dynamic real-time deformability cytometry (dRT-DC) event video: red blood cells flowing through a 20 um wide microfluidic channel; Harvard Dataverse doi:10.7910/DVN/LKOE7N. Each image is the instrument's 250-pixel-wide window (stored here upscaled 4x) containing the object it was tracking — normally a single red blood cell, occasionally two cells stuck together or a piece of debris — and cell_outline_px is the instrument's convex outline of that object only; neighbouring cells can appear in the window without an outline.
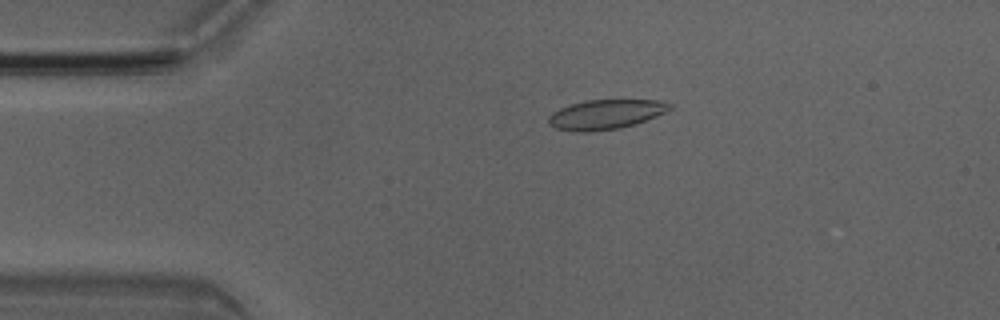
{"species": "Egyptian fruit bat (a non-hibernating species)", "species_latin": "Rousettus aegyptiacus", "temperature_condition": "room temperature", "stored_images_in_passage": 4, "camera_frame_rate_fps": 3000, "um_per_image_px": 0.085, "animal": {"sex": "male"}, "frame": {"image": 1, "passage_image": 3, "time_ms": 0.667, "image_size_px": [1000, 320], "cell_outline_px": [[676, 104], [668, 112], [620, 128], [592, 132], [572, 132], [556, 128], [548, 124], [548, 116], [552, 112], [560, 108], [584, 100], [660, 100]], "centroid_in_image_um": [51.49, 9.72], "position_along_channel_um": 33.5, "area_um2": 21.15}}